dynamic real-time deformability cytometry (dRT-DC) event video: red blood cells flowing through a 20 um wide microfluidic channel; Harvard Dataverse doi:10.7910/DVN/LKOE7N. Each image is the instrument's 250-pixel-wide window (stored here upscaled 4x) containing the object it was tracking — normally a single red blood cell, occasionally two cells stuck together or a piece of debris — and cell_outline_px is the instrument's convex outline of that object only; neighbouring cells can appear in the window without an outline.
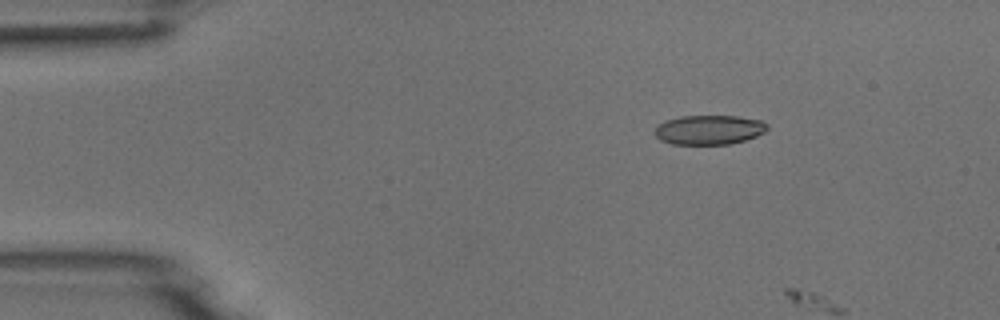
{"species": "common noctule bat (a hibernating species)", "species_latin": "Nyctalus noctula", "temperature_condition": "room temperature", "stored_images_in_passage": 9, "camera_frame_rate_fps": 3000, "um_per_image_px": 0.085, "animal": {"sex": "male", "body_mass_g": 18.8}, "frame": {"image": 1, "passage_image": 1, "time_ms": 0.0, "image_size_px": [1000, 320], "cell_outline_px": [[768, 128], [764, 132], [756, 136], [744, 140], [728, 144], [672, 144], [660, 140], [656, 136], [656, 128], [660, 124], [668, 120], [680, 116], [736, 116], [760, 120], [768, 124]], "centroid_in_image_um": [60.29, 11.03], "position_along_channel_um": 24.7, "area_um2": 19.07}}